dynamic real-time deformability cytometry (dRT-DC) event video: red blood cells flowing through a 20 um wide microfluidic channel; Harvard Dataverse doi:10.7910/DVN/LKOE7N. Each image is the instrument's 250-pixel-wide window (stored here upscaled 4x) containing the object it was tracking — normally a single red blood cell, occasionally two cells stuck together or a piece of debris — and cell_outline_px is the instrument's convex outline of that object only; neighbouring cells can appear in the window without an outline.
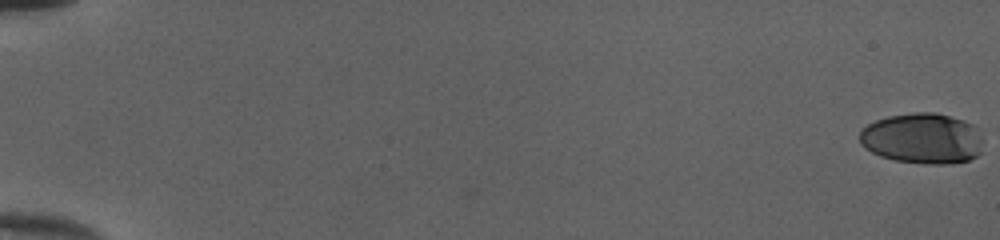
{"species": "human", "species_latin": "Homo sapiens", "temperature_condition": "cold", "stored_images_in_passage": 53, "camera_frame_rate_fps": 3000, "um_per_image_px": 0.085, "donor": {"sex": "female"}, "frame": {"image": 1, "passage_image": 1, "time_ms": 0.0, "image_size_px": [1000, 240], "cell_outline_px": [[980, 152], [976, 156], [968, 160], [944, 164], [924, 164], [896, 160], [880, 156], [864, 148], [860, 144], [860, 128], [876, 120], [888, 116], [916, 112], [936, 112], [964, 120], [972, 124], [976, 128], [980, 136]], "centroid_in_image_um": [78.36, 11.76], "position_along_channel_um": 6.6, "area_um2": 36.41}}
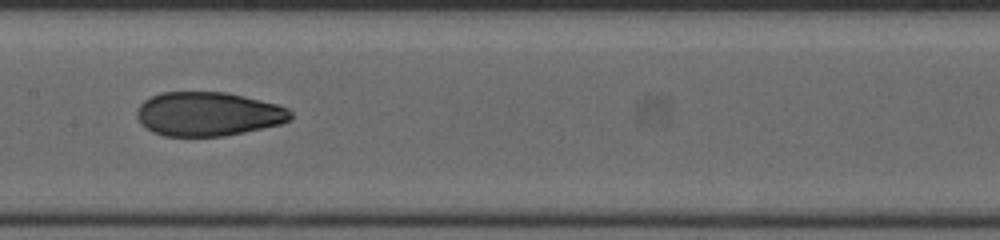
{"frame": {"image": 2, "passage_image": 30, "time_ms": 9.667, "image_size_px": [1000, 240], "cell_outline_px": [[292, 120], [280, 124], [244, 132], [224, 136], [164, 136], [152, 132], [136, 116], [136, 112], [140, 104], [144, 100], [160, 92], [224, 92], [260, 100], [276, 104], [288, 108], [292, 112]], "centroid_in_image_um": [17.7, 9.69], "position_along_channel_um": 189.7, "area_um2": 39.3}}
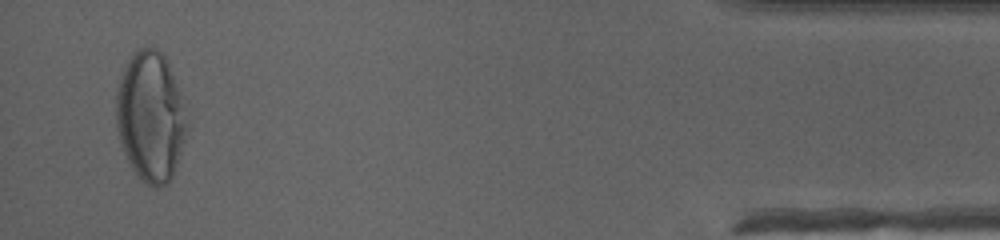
{"frame": {"image": 3, "passage_image": 52, "time_ms": 17.0, "image_size_px": [1000, 240], "cell_outline_px": [[188, 132], [172, 176], [168, 184], [156, 188], [148, 184], [132, 168], [120, 144], [116, 128], [116, 88], [120, 76], [132, 52], [136, 48], [156, 48], [164, 56], [168, 64], [184, 104], [188, 124]], "centroid_in_image_um": [12.79, 9.91], "position_along_channel_um": 422.4, "area_um2": 53.64}, "authors_computed_cell_mechanics": {"area_um2": 39.304, "velocity_mm_per_s": 4.043, "shape_relaxation_time_tau1_ms": 9.8142, "shape_relaxation_time_tau2_ms": 1.5025, "deformation_change_tau1": 0.3288, "deformation_change_tau2": 0.0472}}